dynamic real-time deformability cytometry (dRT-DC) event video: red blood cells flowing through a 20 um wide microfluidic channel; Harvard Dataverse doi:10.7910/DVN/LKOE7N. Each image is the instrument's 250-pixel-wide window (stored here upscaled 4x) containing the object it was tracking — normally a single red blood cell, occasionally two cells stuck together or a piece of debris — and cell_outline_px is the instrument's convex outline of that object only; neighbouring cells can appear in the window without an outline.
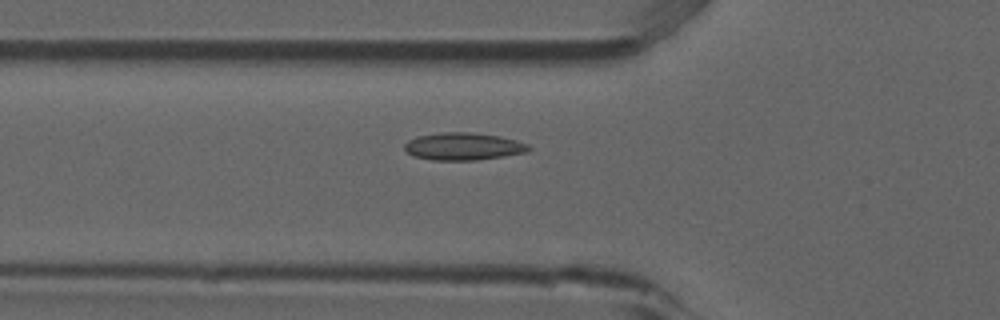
{"species": "common noctule bat (a hibernating species)", "species_latin": "Nyctalus noctula", "temperature_condition": "room temperature", "stored_images_in_passage": 27, "camera_frame_rate_fps": 3000, "um_per_image_px": 0.085, "animal": {"sex": "male", "forearm_length_mm": 52.5}, "frame": {"image": 1, "passage_image": 19, "time_ms": 6.0, "image_size_px": [1000, 320], "cell_outline_px": [[532, 148], [524, 152], [504, 156], [476, 160], [432, 160], [412, 156], [404, 148], [404, 144], [408, 140], [416, 136], [440, 132], [472, 132], [500, 136], [516, 140], [528, 144]], "centroid_in_image_um": [39.35, 12.44], "position_along_channel_um": 86.5, "area_um2": 19.94}}
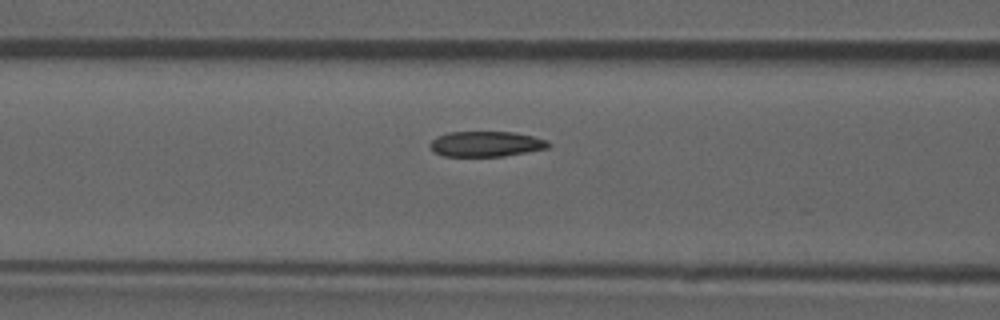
{"frame": {"image": 2, "passage_image": 22, "time_ms": 7.0, "image_size_px": [1000, 320], "cell_outline_px": [[552, 144], [548, 148], [504, 156], [444, 156], [436, 152], [428, 144], [432, 140], [448, 132], [512, 132], [532, 136], [548, 140]], "centroid_in_image_um": [41.35, 12.23], "position_along_channel_um": 125.2, "area_um2": 17.34}}